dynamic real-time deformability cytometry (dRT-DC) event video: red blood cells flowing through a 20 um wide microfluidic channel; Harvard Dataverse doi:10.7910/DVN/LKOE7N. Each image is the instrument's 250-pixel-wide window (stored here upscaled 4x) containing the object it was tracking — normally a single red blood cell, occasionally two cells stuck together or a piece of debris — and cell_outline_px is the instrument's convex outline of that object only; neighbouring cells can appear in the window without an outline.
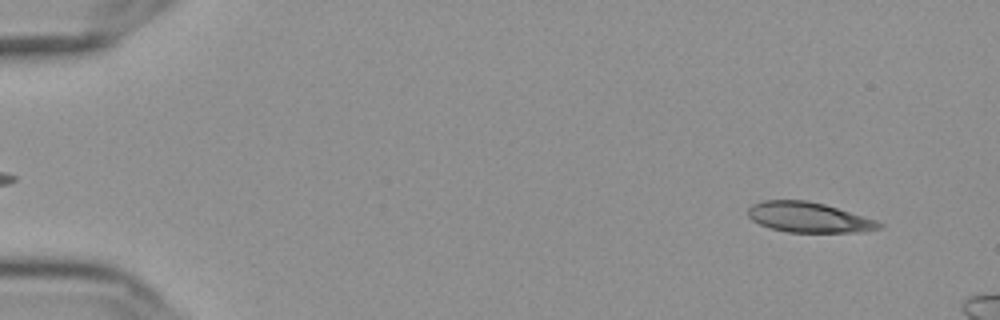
{"species": "Egyptian fruit bat (a non-hibernating species)", "species_latin": "Rousettus aegyptiacus", "temperature_condition": "cold", "stored_images_in_passage": 54, "camera_frame_rate_fps": 3000, "um_per_image_px": 0.085, "frame": {"image": 1, "passage_image": 4, "time_ms": 1.0, "image_size_px": [1000, 320], "cell_outline_px": [[884, 224], [880, 228], [864, 232], [788, 232], [772, 228], [760, 224], [752, 220], [748, 216], [748, 208], [752, 204], [764, 200], [804, 200], [824, 204], [876, 220]], "centroid_in_image_um": [68.74, 18.47], "position_along_channel_um": 16.3, "area_um2": 22.89}}
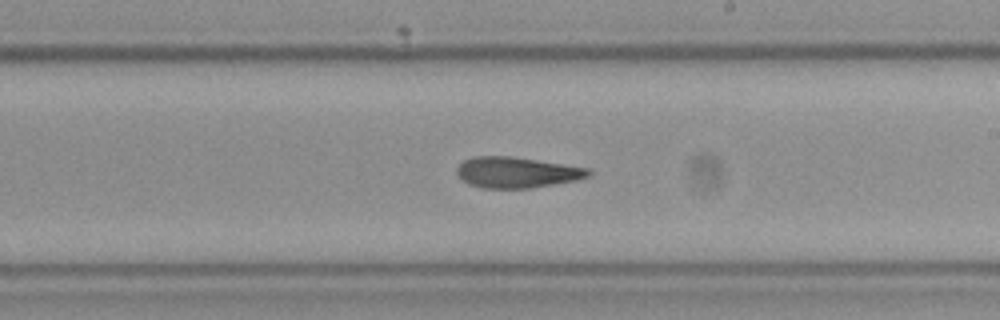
{"frame": {"image": 2, "passage_image": 33, "time_ms": 10.667, "image_size_px": [1000, 320], "cell_outline_px": [[592, 176], [576, 180], [528, 188], [480, 188], [464, 180], [456, 172], [456, 168], [464, 160], [476, 156], [512, 156], [588, 168], [592, 172]], "centroid_in_image_um": [43.94, 14.65], "position_along_channel_um": 245.1, "area_um2": 23.41}}
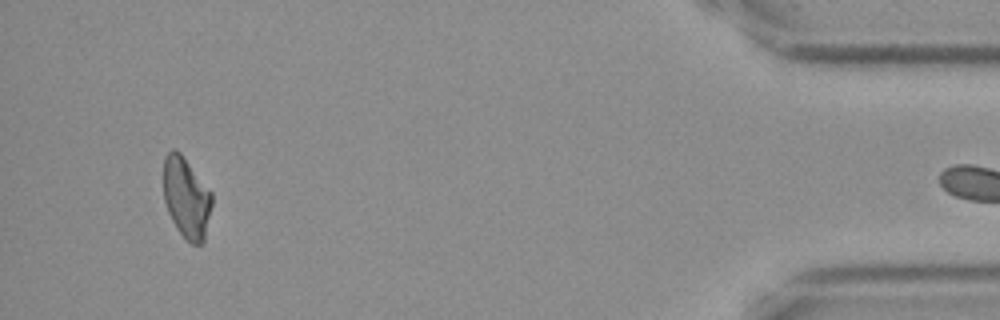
{"frame": {"image": 3, "passage_image": 53, "time_ms": 17.333, "image_size_px": [1000, 320], "cell_outline_px": [[212, 204], [204, 244], [192, 244], [176, 228], [168, 212], [164, 200], [164, 156], [172, 148], [176, 148], [180, 152], [212, 192]], "centroid_in_image_um": [15.85, 16.8], "position_along_channel_um": 419.3, "area_um2": 22.89}}